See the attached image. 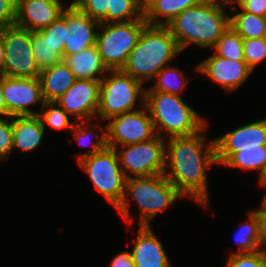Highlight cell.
<instances>
[{"instance_id": "obj_1", "label": "cell", "mask_w": 266, "mask_h": 267, "mask_svg": "<svg viewBox=\"0 0 266 267\" xmlns=\"http://www.w3.org/2000/svg\"><path fill=\"white\" fill-rule=\"evenodd\" d=\"M205 129L192 136L167 140L164 176L183 197L188 196L206 208L209 205L206 171L217 164V158L215 140L206 143L202 134Z\"/></svg>"}, {"instance_id": "obj_2", "label": "cell", "mask_w": 266, "mask_h": 267, "mask_svg": "<svg viewBox=\"0 0 266 267\" xmlns=\"http://www.w3.org/2000/svg\"><path fill=\"white\" fill-rule=\"evenodd\" d=\"M176 39L180 51L193 44L213 48L221 35L230 27V15L224 6L214 0L188 8L178 14L167 26Z\"/></svg>"}, {"instance_id": "obj_3", "label": "cell", "mask_w": 266, "mask_h": 267, "mask_svg": "<svg viewBox=\"0 0 266 267\" xmlns=\"http://www.w3.org/2000/svg\"><path fill=\"white\" fill-rule=\"evenodd\" d=\"M180 53L176 39L166 26L147 24L122 71L142 83L149 82Z\"/></svg>"}, {"instance_id": "obj_4", "label": "cell", "mask_w": 266, "mask_h": 267, "mask_svg": "<svg viewBox=\"0 0 266 267\" xmlns=\"http://www.w3.org/2000/svg\"><path fill=\"white\" fill-rule=\"evenodd\" d=\"M145 106L147 107L156 134L161 131L172 137L192 136L207 126V120L202 118L179 95L160 91H145Z\"/></svg>"}, {"instance_id": "obj_5", "label": "cell", "mask_w": 266, "mask_h": 267, "mask_svg": "<svg viewBox=\"0 0 266 267\" xmlns=\"http://www.w3.org/2000/svg\"><path fill=\"white\" fill-rule=\"evenodd\" d=\"M130 197L140 210L139 226H150L154 216L183 196L164 174L128 178L123 200L116 208L126 223L132 221L128 203Z\"/></svg>"}, {"instance_id": "obj_6", "label": "cell", "mask_w": 266, "mask_h": 267, "mask_svg": "<svg viewBox=\"0 0 266 267\" xmlns=\"http://www.w3.org/2000/svg\"><path fill=\"white\" fill-rule=\"evenodd\" d=\"M142 84L122 70H109L100 81V102L96 119L100 117L109 121L116 115L137 110V97L141 106H144L145 89Z\"/></svg>"}, {"instance_id": "obj_7", "label": "cell", "mask_w": 266, "mask_h": 267, "mask_svg": "<svg viewBox=\"0 0 266 267\" xmlns=\"http://www.w3.org/2000/svg\"><path fill=\"white\" fill-rule=\"evenodd\" d=\"M146 25L144 16L128 22L100 23L102 32H97L96 47L108 70H122Z\"/></svg>"}, {"instance_id": "obj_8", "label": "cell", "mask_w": 266, "mask_h": 267, "mask_svg": "<svg viewBox=\"0 0 266 267\" xmlns=\"http://www.w3.org/2000/svg\"><path fill=\"white\" fill-rule=\"evenodd\" d=\"M78 162L95 189L116 209L123 200L126 184L116 149L107 147Z\"/></svg>"}, {"instance_id": "obj_9", "label": "cell", "mask_w": 266, "mask_h": 267, "mask_svg": "<svg viewBox=\"0 0 266 267\" xmlns=\"http://www.w3.org/2000/svg\"><path fill=\"white\" fill-rule=\"evenodd\" d=\"M4 45L3 75L13 78H36L40 70L32 48V31L17 25L0 29Z\"/></svg>"}, {"instance_id": "obj_10", "label": "cell", "mask_w": 266, "mask_h": 267, "mask_svg": "<svg viewBox=\"0 0 266 267\" xmlns=\"http://www.w3.org/2000/svg\"><path fill=\"white\" fill-rule=\"evenodd\" d=\"M164 139L157 135L152 140L123 145L124 149L121 148V151L116 149L126 179L164 174L166 157Z\"/></svg>"}, {"instance_id": "obj_11", "label": "cell", "mask_w": 266, "mask_h": 267, "mask_svg": "<svg viewBox=\"0 0 266 267\" xmlns=\"http://www.w3.org/2000/svg\"><path fill=\"white\" fill-rule=\"evenodd\" d=\"M107 123L108 147L118 149V145L136 144L152 140L157 136L147 107L119 114Z\"/></svg>"}, {"instance_id": "obj_12", "label": "cell", "mask_w": 266, "mask_h": 267, "mask_svg": "<svg viewBox=\"0 0 266 267\" xmlns=\"http://www.w3.org/2000/svg\"><path fill=\"white\" fill-rule=\"evenodd\" d=\"M1 89L8 113L13 116L38 115L30 106L40 102L43 106L41 82L36 78H13L1 75Z\"/></svg>"}, {"instance_id": "obj_13", "label": "cell", "mask_w": 266, "mask_h": 267, "mask_svg": "<svg viewBox=\"0 0 266 267\" xmlns=\"http://www.w3.org/2000/svg\"><path fill=\"white\" fill-rule=\"evenodd\" d=\"M60 107L77 121L96 119L100 102V81L76 79L73 85L56 100Z\"/></svg>"}, {"instance_id": "obj_14", "label": "cell", "mask_w": 266, "mask_h": 267, "mask_svg": "<svg viewBox=\"0 0 266 267\" xmlns=\"http://www.w3.org/2000/svg\"><path fill=\"white\" fill-rule=\"evenodd\" d=\"M217 164L242 149L266 146V118L257 120L215 138Z\"/></svg>"}, {"instance_id": "obj_15", "label": "cell", "mask_w": 266, "mask_h": 267, "mask_svg": "<svg viewBox=\"0 0 266 267\" xmlns=\"http://www.w3.org/2000/svg\"><path fill=\"white\" fill-rule=\"evenodd\" d=\"M196 71L220 84L227 92L235 91L252 73L245 60H231L215 54L198 63Z\"/></svg>"}, {"instance_id": "obj_16", "label": "cell", "mask_w": 266, "mask_h": 267, "mask_svg": "<svg viewBox=\"0 0 266 267\" xmlns=\"http://www.w3.org/2000/svg\"><path fill=\"white\" fill-rule=\"evenodd\" d=\"M74 3L75 0L67 7V29L63 57L96 45L98 32L96 30L99 28L100 22L81 12Z\"/></svg>"}, {"instance_id": "obj_17", "label": "cell", "mask_w": 266, "mask_h": 267, "mask_svg": "<svg viewBox=\"0 0 266 267\" xmlns=\"http://www.w3.org/2000/svg\"><path fill=\"white\" fill-rule=\"evenodd\" d=\"M67 7L55 0H17L15 25L39 31L57 20Z\"/></svg>"}, {"instance_id": "obj_18", "label": "cell", "mask_w": 266, "mask_h": 267, "mask_svg": "<svg viewBox=\"0 0 266 267\" xmlns=\"http://www.w3.org/2000/svg\"><path fill=\"white\" fill-rule=\"evenodd\" d=\"M131 255L135 267H171L161 241L151 226H138Z\"/></svg>"}, {"instance_id": "obj_19", "label": "cell", "mask_w": 266, "mask_h": 267, "mask_svg": "<svg viewBox=\"0 0 266 267\" xmlns=\"http://www.w3.org/2000/svg\"><path fill=\"white\" fill-rule=\"evenodd\" d=\"M63 60L73 72L76 79L101 81L109 71L103 63L96 45L90 46L76 54L63 57Z\"/></svg>"}, {"instance_id": "obj_20", "label": "cell", "mask_w": 266, "mask_h": 267, "mask_svg": "<svg viewBox=\"0 0 266 267\" xmlns=\"http://www.w3.org/2000/svg\"><path fill=\"white\" fill-rule=\"evenodd\" d=\"M13 149L32 152L42 144L45 128L38 115L13 116Z\"/></svg>"}, {"instance_id": "obj_21", "label": "cell", "mask_w": 266, "mask_h": 267, "mask_svg": "<svg viewBox=\"0 0 266 267\" xmlns=\"http://www.w3.org/2000/svg\"><path fill=\"white\" fill-rule=\"evenodd\" d=\"M42 96L45 101H56L76 81L64 60L40 71Z\"/></svg>"}, {"instance_id": "obj_22", "label": "cell", "mask_w": 266, "mask_h": 267, "mask_svg": "<svg viewBox=\"0 0 266 267\" xmlns=\"http://www.w3.org/2000/svg\"><path fill=\"white\" fill-rule=\"evenodd\" d=\"M204 1L155 0L144 10V19L148 25L167 26L178 14L188 8L202 4ZM160 18H163V20Z\"/></svg>"}, {"instance_id": "obj_23", "label": "cell", "mask_w": 266, "mask_h": 267, "mask_svg": "<svg viewBox=\"0 0 266 267\" xmlns=\"http://www.w3.org/2000/svg\"><path fill=\"white\" fill-rule=\"evenodd\" d=\"M236 6L229 9L230 27H232L243 39L265 38V17L254 15L246 11L236 12Z\"/></svg>"}, {"instance_id": "obj_24", "label": "cell", "mask_w": 266, "mask_h": 267, "mask_svg": "<svg viewBox=\"0 0 266 267\" xmlns=\"http://www.w3.org/2000/svg\"><path fill=\"white\" fill-rule=\"evenodd\" d=\"M90 120H83V121H77L75 120V125L72 128V132L74 134V138L76 139V141H78V143L81 146H92V150L89 152H85L82 154L78 155V160L80 161L81 159L88 157V156H92L95 153H98L100 151H102L103 149L108 147L107 144V127H105V129L100 130L99 125H97V123H93L91 124L89 122ZM92 129H89L91 128ZM96 129H98V131L100 130L101 135L96 133ZM94 133L93 135L96 137V142H92L90 140V134ZM93 137V136H92Z\"/></svg>"}, {"instance_id": "obj_25", "label": "cell", "mask_w": 266, "mask_h": 267, "mask_svg": "<svg viewBox=\"0 0 266 267\" xmlns=\"http://www.w3.org/2000/svg\"><path fill=\"white\" fill-rule=\"evenodd\" d=\"M248 213V223H244L239 227L234 238L239 250L230 255L254 252L261 248L259 217L254 210Z\"/></svg>"}, {"instance_id": "obj_26", "label": "cell", "mask_w": 266, "mask_h": 267, "mask_svg": "<svg viewBox=\"0 0 266 267\" xmlns=\"http://www.w3.org/2000/svg\"><path fill=\"white\" fill-rule=\"evenodd\" d=\"M221 165L248 171L257 170L260 176L266 165V146L242 149L239 152L232 153Z\"/></svg>"}, {"instance_id": "obj_27", "label": "cell", "mask_w": 266, "mask_h": 267, "mask_svg": "<svg viewBox=\"0 0 266 267\" xmlns=\"http://www.w3.org/2000/svg\"><path fill=\"white\" fill-rule=\"evenodd\" d=\"M154 78H156V82L151 87L145 88V91H160L179 96L188 82L185 81L181 70L169 66L161 69Z\"/></svg>"}, {"instance_id": "obj_28", "label": "cell", "mask_w": 266, "mask_h": 267, "mask_svg": "<svg viewBox=\"0 0 266 267\" xmlns=\"http://www.w3.org/2000/svg\"><path fill=\"white\" fill-rule=\"evenodd\" d=\"M32 48L40 71L61 62L63 57L40 31H32Z\"/></svg>"}, {"instance_id": "obj_29", "label": "cell", "mask_w": 266, "mask_h": 267, "mask_svg": "<svg viewBox=\"0 0 266 267\" xmlns=\"http://www.w3.org/2000/svg\"><path fill=\"white\" fill-rule=\"evenodd\" d=\"M213 48L215 55L236 61L244 60L243 38L232 27L221 35Z\"/></svg>"}, {"instance_id": "obj_30", "label": "cell", "mask_w": 266, "mask_h": 267, "mask_svg": "<svg viewBox=\"0 0 266 267\" xmlns=\"http://www.w3.org/2000/svg\"><path fill=\"white\" fill-rule=\"evenodd\" d=\"M43 127L46 125L58 129H69L72 130L75 125L74 122H70V115L67 114L56 101H45L43 102V106L38 114Z\"/></svg>"}, {"instance_id": "obj_31", "label": "cell", "mask_w": 266, "mask_h": 267, "mask_svg": "<svg viewBox=\"0 0 266 267\" xmlns=\"http://www.w3.org/2000/svg\"><path fill=\"white\" fill-rule=\"evenodd\" d=\"M143 16L136 0H109L108 23L140 20Z\"/></svg>"}, {"instance_id": "obj_32", "label": "cell", "mask_w": 266, "mask_h": 267, "mask_svg": "<svg viewBox=\"0 0 266 267\" xmlns=\"http://www.w3.org/2000/svg\"><path fill=\"white\" fill-rule=\"evenodd\" d=\"M67 29V8L63 14L49 26L40 29L39 31L50 41L56 48V51L63 57V49L66 41Z\"/></svg>"}, {"instance_id": "obj_33", "label": "cell", "mask_w": 266, "mask_h": 267, "mask_svg": "<svg viewBox=\"0 0 266 267\" xmlns=\"http://www.w3.org/2000/svg\"><path fill=\"white\" fill-rule=\"evenodd\" d=\"M243 55L245 62L254 70L266 59V37L243 39Z\"/></svg>"}, {"instance_id": "obj_34", "label": "cell", "mask_w": 266, "mask_h": 267, "mask_svg": "<svg viewBox=\"0 0 266 267\" xmlns=\"http://www.w3.org/2000/svg\"><path fill=\"white\" fill-rule=\"evenodd\" d=\"M74 5L90 18L108 23L109 0H75Z\"/></svg>"}, {"instance_id": "obj_35", "label": "cell", "mask_w": 266, "mask_h": 267, "mask_svg": "<svg viewBox=\"0 0 266 267\" xmlns=\"http://www.w3.org/2000/svg\"><path fill=\"white\" fill-rule=\"evenodd\" d=\"M266 263V251L259 249L254 252L229 255L226 267H262Z\"/></svg>"}, {"instance_id": "obj_36", "label": "cell", "mask_w": 266, "mask_h": 267, "mask_svg": "<svg viewBox=\"0 0 266 267\" xmlns=\"http://www.w3.org/2000/svg\"><path fill=\"white\" fill-rule=\"evenodd\" d=\"M13 150L12 117L0 118V160L3 161Z\"/></svg>"}, {"instance_id": "obj_37", "label": "cell", "mask_w": 266, "mask_h": 267, "mask_svg": "<svg viewBox=\"0 0 266 267\" xmlns=\"http://www.w3.org/2000/svg\"><path fill=\"white\" fill-rule=\"evenodd\" d=\"M17 0H0V29L16 23Z\"/></svg>"}, {"instance_id": "obj_38", "label": "cell", "mask_w": 266, "mask_h": 267, "mask_svg": "<svg viewBox=\"0 0 266 267\" xmlns=\"http://www.w3.org/2000/svg\"><path fill=\"white\" fill-rule=\"evenodd\" d=\"M239 8L248 13L264 17L266 14V0H242Z\"/></svg>"}, {"instance_id": "obj_39", "label": "cell", "mask_w": 266, "mask_h": 267, "mask_svg": "<svg viewBox=\"0 0 266 267\" xmlns=\"http://www.w3.org/2000/svg\"><path fill=\"white\" fill-rule=\"evenodd\" d=\"M110 267H135L131 252L124 251L115 255L110 263Z\"/></svg>"}, {"instance_id": "obj_40", "label": "cell", "mask_w": 266, "mask_h": 267, "mask_svg": "<svg viewBox=\"0 0 266 267\" xmlns=\"http://www.w3.org/2000/svg\"><path fill=\"white\" fill-rule=\"evenodd\" d=\"M260 221L261 249L266 251V213H257Z\"/></svg>"}, {"instance_id": "obj_41", "label": "cell", "mask_w": 266, "mask_h": 267, "mask_svg": "<svg viewBox=\"0 0 266 267\" xmlns=\"http://www.w3.org/2000/svg\"><path fill=\"white\" fill-rule=\"evenodd\" d=\"M4 117H10L7 107H6V103L3 97V93H2V89H1V75H0V118Z\"/></svg>"}, {"instance_id": "obj_42", "label": "cell", "mask_w": 266, "mask_h": 267, "mask_svg": "<svg viewBox=\"0 0 266 267\" xmlns=\"http://www.w3.org/2000/svg\"><path fill=\"white\" fill-rule=\"evenodd\" d=\"M3 63H4V45L2 36L0 34V75H3Z\"/></svg>"}, {"instance_id": "obj_43", "label": "cell", "mask_w": 266, "mask_h": 267, "mask_svg": "<svg viewBox=\"0 0 266 267\" xmlns=\"http://www.w3.org/2000/svg\"><path fill=\"white\" fill-rule=\"evenodd\" d=\"M216 3H218L221 6H224L228 4V6L233 7L234 3L239 4L242 0H214ZM233 4V5H232Z\"/></svg>"}, {"instance_id": "obj_44", "label": "cell", "mask_w": 266, "mask_h": 267, "mask_svg": "<svg viewBox=\"0 0 266 267\" xmlns=\"http://www.w3.org/2000/svg\"><path fill=\"white\" fill-rule=\"evenodd\" d=\"M261 187H265V188H266V185H263V186H261ZM254 211H255L256 213H266V192H265L264 197H263V199H262L260 208L257 209V210L254 209Z\"/></svg>"}, {"instance_id": "obj_45", "label": "cell", "mask_w": 266, "mask_h": 267, "mask_svg": "<svg viewBox=\"0 0 266 267\" xmlns=\"http://www.w3.org/2000/svg\"><path fill=\"white\" fill-rule=\"evenodd\" d=\"M139 7L144 11L149 5H151L155 0H136Z\"/></svg>"}, {"instance_id": "obj_46", "label": "cell", "mask_w": 266, "mask_h": 267, "mask_svg": "<svg viewBox=\"0 0 266 267\" xmlns=\"http://www.w3.org/2000/svg\"><path fill=\"white\" fill-rule=\"evenodd\" d=\"M259 184L260 186L266 185V165L261 173V175L259 176Z\"/></svg>"}]
</instances>
